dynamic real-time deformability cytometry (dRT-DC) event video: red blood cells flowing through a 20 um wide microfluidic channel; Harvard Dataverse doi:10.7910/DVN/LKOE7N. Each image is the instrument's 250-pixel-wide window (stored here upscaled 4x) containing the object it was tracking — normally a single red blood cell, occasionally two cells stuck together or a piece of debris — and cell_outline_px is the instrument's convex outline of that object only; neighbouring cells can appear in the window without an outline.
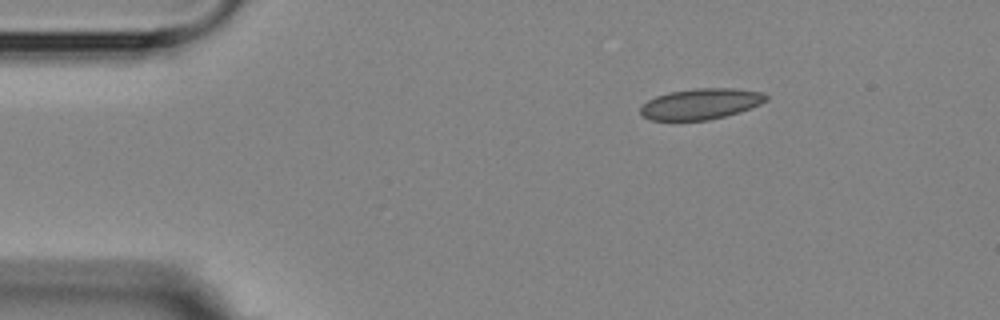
{"species": "Egyptian fruit bat (a non-hibernating species)", "species_latin": "Rousettus aegyptiacus", "temperature_condition": "room temperature", "stored_images_in_passage": 4, "segment_of_instrument_passage": [1, 2], "camera_frame_rate_fps": 3000, "um_per_image_px": 0.085, "animal": {"sex": "female"}, "frame": {"image": 1, "passage_image": 1, "time_ms": 0.0, "image_size_px": [1000, 320], "cell_outline_px": [[768, 100], [760, 104], [740, 112], [708, 120], [648, 120], [640, 112], [640, 108], [648, 100], [656, 96], [668, 92], [696, 88], [736, 88], [764, 92], [768, 96]], "centroid_in_image_um": [59.59, 8.82], "position_along_channel_um": 25.4, "area_um2": 22.66}}